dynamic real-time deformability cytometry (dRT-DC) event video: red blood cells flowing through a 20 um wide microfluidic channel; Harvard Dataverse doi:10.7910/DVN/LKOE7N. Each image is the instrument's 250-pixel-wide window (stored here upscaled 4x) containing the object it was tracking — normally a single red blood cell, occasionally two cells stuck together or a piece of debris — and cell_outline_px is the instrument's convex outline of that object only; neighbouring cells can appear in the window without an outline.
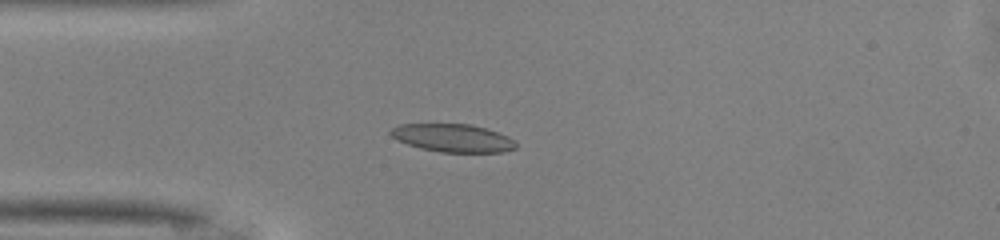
{"species": "common noctule bat (a hibernating species)", "species_latin": "Nyctalus noctula", "temperature_condition": "warm", "stored_images_in_passage": 41, "camera_frame_rate_fps": 3000, "um_per_image_px": 0.085, "animal": {"sex": "male", "body_mass_g": 13.0, "forearm_length_mm": 53.1}, "frame": {"image": 1, "passage_image": 12, "time_ms": 3.667, "image_size_px": [1000, 240], "cell_outline_px": [[516, 148], [504, 152], [440, 152], [420, 148], [396, 140], [388, 132], [392, 128], [400, 124], [472, 124], [508, 136], [516, 140]], "centroid_in_image_um": [38.49, 11.73], "position_along_channel_um": 46.5, "area_um2": 20.46}}
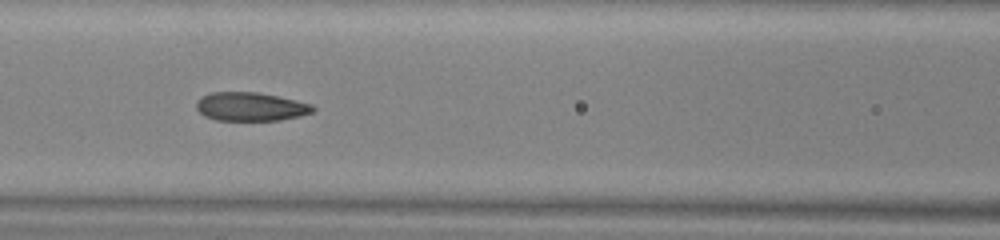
{"frame": {"image": 2, "passage_image": 20, "time_ms": 6.333, "image_size_px": [1000, 240], "cell_outline_px": [[316, 108], [312, 112], [300, 116], [280, 120], [216, 120], [204, 116], [196, 108], [196, 100], [200, 96], [212, 92], [256, 92], [296, 100], [312, 104]], "centroid_in_image_um": [21.28, 9.06], "position_along_channel_um": 145.3, "area_um2": 19.48}}
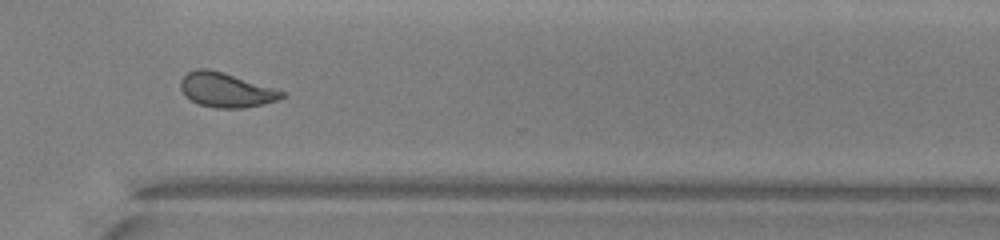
{"frame": {"image": 3, "passage_image": 35, "time_ms": 11.333, "image_size_px": [1000, 240], "cell_outline_px": [[284, 96], [276, 100], [244, 108], [216, 108], [200, 104], [184, 96], [180, 88], [180, 80], [188, 72], [196, 68], [208, 68], [272, 88], [284, 92]], "centroid_in_image_um": [19.13, 7.65], "position_along_channel_um": 351.5, "area_um2": 19.83}, "authors_computed_cell_mechanics": {"area_um2": 20.1144, "velocity_mm_per_s": 4.1207, "shape_relaxation_time_tau1_ms": 8.3645, "shape_relaxation_time_tau2_ms": 1.6497, "deformation_change_tau1": 0.1972, "deformation_change_tau2": 0.0733}}